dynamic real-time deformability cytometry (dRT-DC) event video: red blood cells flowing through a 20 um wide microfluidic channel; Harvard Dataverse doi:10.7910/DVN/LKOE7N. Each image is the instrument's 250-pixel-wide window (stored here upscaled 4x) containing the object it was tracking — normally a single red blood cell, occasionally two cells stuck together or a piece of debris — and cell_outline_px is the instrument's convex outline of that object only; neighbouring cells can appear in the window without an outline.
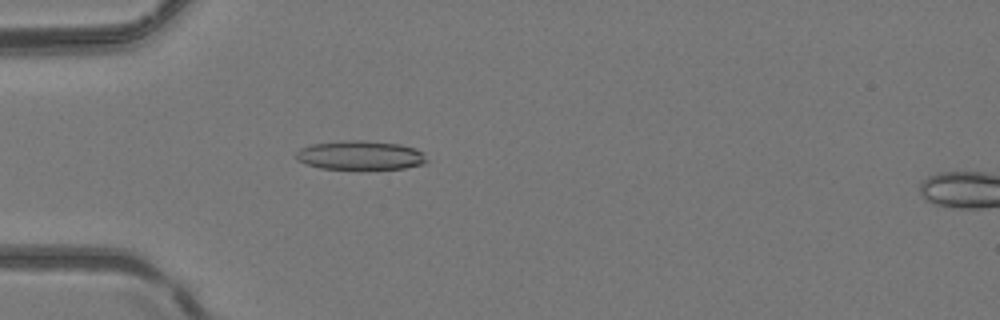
{"species": "common noctule bat (a hibernating species)", "species_latin": "Nyctalus noctula", "temperature_condition": "room temperature", "stored_images_in_passage": 39, "camera_frame_rate_fps": 3000, "um_per_image_px": 0.085, "animal": {"sex": "female", "body_mass_g": 24.6, "forearm_length_mm": 56.2}, "frame": {"image": 1, "passage_image": 4, "time_ms": 1.0, "image_size_px": [1000, 320], "cell_outline_px": [[428, 160], [424, 164], [404, 168], [320, 168], [296, 160], [296, 152], [300, 148], [312, 144], [352, 140], [364, 140], [400, 144], [416, 148], [424, 152]], "centroid_in_image_um": [30.66, 13.18], "position_along_channel_um": 54.3, "area_um2": 21.91}}
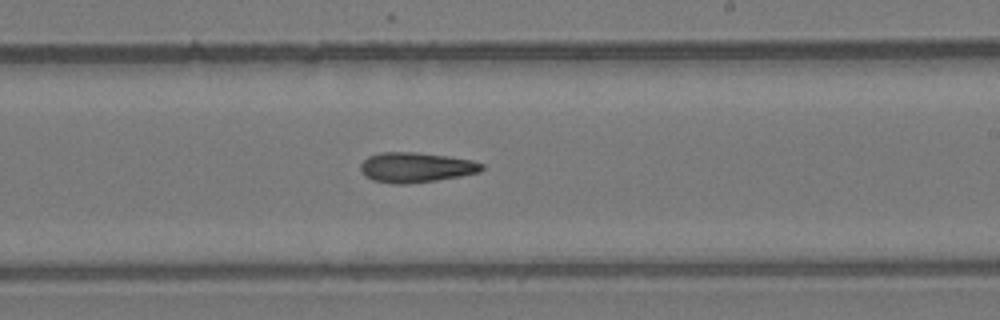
{"frame": {"image": 2, "passage_image": 19, "time_ms": 6.0, "image_size_px": [1000, 320], "cell_outline_px": [[484, 168], [480, 172], [460, 176], [436, 180], [404, 184], [392, 184], [372, 180], [364, 176], [360, 168], [360, 164], [368, 156], [380, 152], [416, 152], [448, 156], [472, 160], [484, 164]], "centroid_in_image_um": [35.34, 14.22], "position_along_channel_um": 253.7, "area_um2": 21.33}}
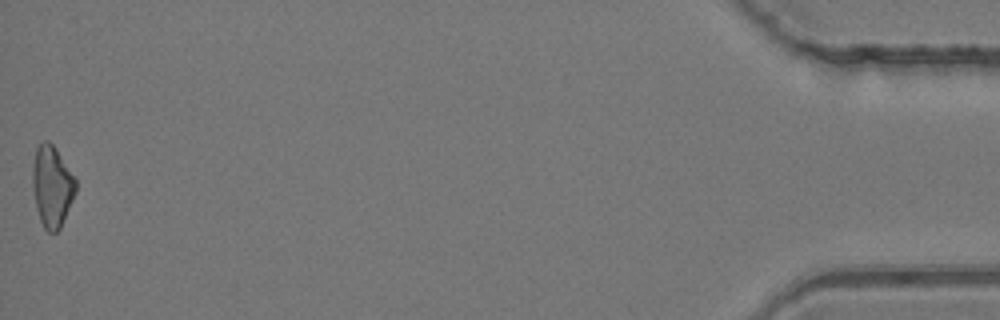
{"frame": {"image": 3, "passage_image": 39, "time_ms": 12.667, "image_size_px": [1000, 320], "cell_outline_px": [[76, 192], [60, 228], [56, 232], [48, 232], [44, 228], [40, 220], [32, 188], [32, 168], [36, 148], [44, 140], [48, 140], [56, 148], [76, 176]], "centroid_in_image_um": [4.43, 15.8], "position_along_channel_um": 430.8, "area_um2": 20.58}, "authors_computed_cell_mechanics": {"area_um2": 20.6346, "velocity_mm_per_s": 4.169, "shape_relaxation_time_tau1_ms": null, "shape_relaxation_time_tau2_ms": 10.0756, "deformation_change_tau1": null, "deformation_change_tau2": 0.2583}}